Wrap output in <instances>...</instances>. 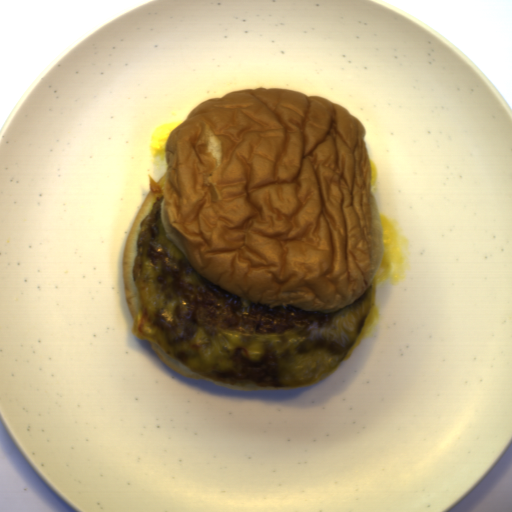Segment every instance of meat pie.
<instances>
[{
  "label": "meat pie",
  "instance_id": "1",
  "mask_svg": "<svg viewBox=\"0 0 512 512\" xmlns=\"http://www.w3.org/2000/svg\"><path fill=\"white\" fill-rule=\"evenodd\" d=\"M159 209H160V215H161V220H162V224H163V228H164L166 239L169 242H171L186 257V259L188 260V256H187V252H186L185 247L183 246V244L180 241V239L173 233L172 229L170 228V226L168 224L167 216H166L165 197L164 196H163V198H162V200H161V202L159 204ZM188 262H190V261L188 260Z\"/></svg>",
  "mask_w": 512,
  "mask_h": 512
}]
</instances>
